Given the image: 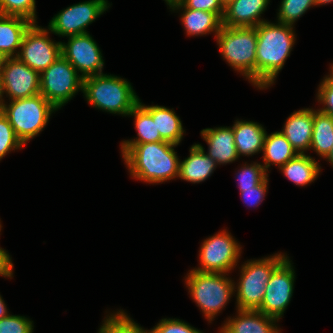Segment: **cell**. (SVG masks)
I'll use <instances>...</instances> for the list:
<instances>
[{
	"label": "cell",
	"mask_w": 333,
	"mask_h": 333,
	"mask_svg": "<svg viewBox=\"0 0 333 333\" xmlns=\"http://www.w3.org/2000/svg\"><path fill=\"white\" fill-rule=\"evenodd\" d=\"M83 79L67 59L60 55L40 74V94L58 110L75 93L83 91Z\"/></svg>",
	"instance_id": "ba28073f"
},
{
	"label": "cell",
	"mask_w": 333,
	"mask_h": 333,
	"mask_svg": "<svg viewBox=\"0 0 333 333\" xmlns=\"http://www.w3.org/2000/svg\"><path fill=\"white\" fill-rule=\"evenodd\" d=\"M330 75L324 77L330 84H333V64L330 67Z\"/></svg>",
	"instance_id": "b9f144b4"
},
{
	"label": "cell",
	"mask_w": 333,
	"mask_h": 333,
	"mask_svg": "<svg viewBox=\"0 0 333 333\" xmlns=\"http://www.w3.org/2000/svg\"><path fill=\"white\" fill-rule=\"evenodd\" d=\"M326 159H327V161L330 162V164H331L332 167H333V147H332L330 153L328 154V156L326 157Z\"/></svg>",
	"instance_id": "ee69618b"
},
{
	"label": "cell",
	"mask_w": 333,
	"mask_h": 333,
	"mask_svg": "<svg viewBox=\"0 0 333 333\" xmlns=\"http://www.w3.org/2000/svg\"><path fill=\"white\" fill-rule=\"evenodd\" d=\"M1 231V228H0ZM13 263L10 255L6 250L0 247V276L12 278L13 276Z\"/></svg>",
	"instance_id": "74e56055"
},
{
	"label": "cell",
	"mask_w": 333,
	"mask_h": 333,
	"mask_svg": "<svg viewBox=\"0 0 333 333\" xmlns=\"http://www.w3.org/2000/svg\"><path fill=\"white\" fill-rule=\"evenodd\" d=\"M317 99L324 108L319 109L321 112L333 116V84H330L325 78L319 85Z\"/></svg>",
	"instance_id": "8d00e7d4"
},
{
	"label": "cell",
	"mask_w": 333,
	"mask_h": 333,
	"mask_svg": "<svg viewBox=\"0 0 333 333\" xmlns=\"http://www.w3.org/2000/svg\"><path fill=\"white\" fill-rule=\"evenodd\" d=\"M215 37L228 64L256 86V27L222 26Z\"/></svg>",
	"instance_id": "277c9868"
},
{
	"label": "cell",
	"mask_w": 333,
	"mask_h": 333,
	"mask_svg": "<svg viewBox=\"0 0 333 333\" xmlns=\"http://www.w3.org/2000/svg\"><path fill=\"white\" fill-rule=\"evenodd\" d=\"M279 169L287 179L302 187L316 180L321 167L311 156L298 153Z\"/></svg>",
	"instance_id": "cb8c5ba5"
},
{
	"label": "cell",
	"mask_w": 333,
	"mask_h": 333,
	"mask_svg": "<svg viewBox=\"0 0 333 333\" xmlns=\"http://www.w3.org/2000/svg\"><path fill=\"white\" fill-rule=\"evenodd\" d=\"M57 109L41 94L33 97L11 100L3 106L2 112L23 145L37 136L47 125L51 114Z\"/></svg>",
	"instance_id": "8992f818"
},
{
	"label": "cell",
	"mask_w": 333,
	"mask_h": 333,
	"mask_svg": "<svg viewBox=\"0 0 333 333\" xmlns=\"http://www.w3.org/2000/svg\"><path fill=\"white\" fill-rule=\"evenodd\" d=\"M204 149L201 144L191 146L189 157L179 162V178L195 184L205 181L213 173L217 163L205 154Z\"/></svg>",
	"instance_id": "d6986e66"
},
{
	"label": "cell",
	"mask_w": 333,
	"mask_h": 333,
	"mask_svg": "<svg viewBox=\"0 0 333 333\" xmlns=\"http://www.w3.org/2000/svg\"><path fill=\"white\" fill-rule=\"evenodd\" d=\"M5 59H6V57L0 52V71L2 70Z\"/></svg>",
	"instance_id": "bcb514c9"
},
{
	"label": "cell",
	"mask_w": 333,
	"mask_h": 333,
	"mask_svg": "<svg viewBox=\"0 0 333 333\" xmlns=\"http://www.w3.org/2000/svg\"><path fill=\"white\" fill-rule=\"evenodd\" d=\"M236 318H228L220 333H280L275 322L278 319L267 316L258 310L237 309Z\"/></svg>",
	"instance_id": "2e32d148"
},
{
	"label": "cell",
	"mask_w": 333,
	"mask_h": 333,
	"mask_svg": "<svg viewBox=\"0 0 333 333\" xmlns=\"http://www.w3.org/2000/svg\"><path fill=\"white\" fill-rule=\"evenodd\" d=\"M109 6L107 0L79 2L54 15L48 29L58 36L67 37L88 33L86 27L103 14Z\"/></svg>",
	"instance_id": "30bf717a"
},
{
	"label": "cell",
	"mask_w": 333,
	"mask_h": 333,
	"mask_svg": "<svg viewBox=\"0 0 333 333\" xmlns=\"http://www.w3.org/2000/svg\"><path fill=\"white\" fill-rule=\"evenodd\" d=\"M151 333H203L180 319L164 318L153 328Z\"/></svg>",
	"instance_id": "836d02e7"
},
{
	"label": "cell",
	"mask_w": 333,
	"mask_h": 333,
	"mask_svg": "<svg viewBox=\"0 0 333 333\" xmlns=\"http://www.w3.org/2000/svg\"><path fill=\"white\" fill-rule=\"evenodd\" d=\"M172 10H184L181 21L187 35L198 36L210 32L218 34L222 25V18L217 13H211L203 10H194L185 8L181 3L171 7Z\"/></svg>",
	"instance_id": "7402d4cb"
},
{
	"label": "cell",
	"mask_w": 333,
	"mask_h": 333,
	"mask_svg": "<svg viewBox=\"0 0 333 333\" xmlns=\"http://www.w3.org/2000/svg\"><path fill=\"white\" fill-rule=\"evenodd\" d=\"M139 103L151 114L153 119H156V127L161 138L166 142L179 145L185 130L176 113L164 106H146L140 100Z\"/></svg>",
	"instance_id": "603a6c76"
},
{
	"label": "cell",
	"mask_w": 333,
	"mask_h": 333,
	"mask_svg": "<svg viewBox=\"0 0 333 333\" xmlns=\"http://www.w3.org/2000/svg\"><path fill=\"white\" fill-rule=\"evenodd\" d=\"M23 146L8 118L0 111V160L10 151L20 149Z\"/></svg>",
	"instance_id": "1f68e13d"
},
{
	"label": "cell",
	"mask_w": 333,
	"mask_h": 333,
	"mask_svg": "<svg viewBox=\"0 0 333 333\" xmlns=\"http://www.w3.org/2000/svg\"><path fill=\"white\" fill-rule=\"evenodd\" d=\"M183 0H165V2L167 3V5H169V7H173L176 4L181 3Z\"/></svg>",
	"instance_id": "60d3db41"
},
{
	"label": "cell",
	"mask_w": 333,
	"mask_h": 333,
	"mask_svg": "<svg viewBox=\"0 0 333 333\" xmlns=\"http://www.w3.org/2000/svg\"><path fill=\"white\" fill-rule=\"evenodd\" d=\"M313 132V109L304 108L292 113L286 120L281 133L299 153L310 149Z\"/></svg>",
	"instance_id": "e0dca14e"
},
{
	"label": "cell",
	"mask_w": 333,
	"mask_h": 333,
	"mask_svg": "<svg viewBox=\"0 0 333 333\" xmlns=\"http://www.w3.org/2000/svg\"><path fill=\"white\" fill-rule=\"evenodd\" d=\"M3 92L17 100L40 94V74L18 57H6L2 67Z\"/></svg>",
	"instance_id": "5bb4252c"
},
{
	"label": "cell",
	"mask_w": 333,
	"mask_h": 333,
	"mask_svg": "<svg viewBox=\"0 0 333 333\" xmlns=\"http://www.w3.org/2000/svg\"><path fill=\"white\" fill-rule=\"evenodd\" d=\"M241 247L227 231L218 232L205 239L200 247V267L204 273H229L238 262Z\"/></svg>",
	"instance_id": "9c48e42d"
},
{
	"label": "cell",
	"mask_w": 333,
	"mask_h": 333,
	"mask_svg": "<svg viewBox=\"0 0 333 333\" xmlns=\"http://www.w3.org/2000/svg\"><path fill=\"white\" fill-rule=\"evenodd\" d=\"M8 315L6 304L0 295V319L7 317Z\"/></svg>",
	"instance_id": "f35d334b"
},
{
	"label": "cell",
	"mask_w": 333,
	"mask_h": 333,
	"mask_svg": "<svg viewBox=\"0 0 333 333\" xmlns=\"http://www.w3.org/2000/svg\"><path fill=\"white\" fill-rule=\"evenodd\" d=\"M33 321L25 316L8 315L0 319V333H32Z\"/></svg>",
	"instance_id": "d6a6232c"
},
{
	"label": "cell",
	"mask_w": 333,
	"mask_h": 333,
	"mask_svg": "<svg viewBox=\"0 0 333 333\" xmlns=\"http://www.w3.org/2000/svg\"><path fill=\"white\" fill-rule=\"evenodd\" d=\"M128 116H134L138 137L132 140H125L121 144H143L164 141L157 130L156 119H153L151 114L140 103L132 109Z\"/></svg>",
	"instance_id": "4316f807"
},
{
	"label": "cell",
	"mask_w": 333,
	"mask_h": 333,
	"mask_svg": "<svg viewBox=\"0 0 333 333\" xmlns=\"http://www.w3.org/2000/svg\"><path fill=\"white\" fill-rule=\"evenodd\" d=\"M295 271L287 257L272 273L266 284L265 295L261 306L257 309L261 313L280 319L291 301Z\"/></svg>",
	"instance_id": "7c38bea8"
},
{
	"label": "cell",
	"mask_w": 333,
	"mask_h": 333,
	"mask_svg": "<svg viewBox=\"0 0 333 333\" xmlns=\"http://www.w3.org/2000/svg\"><path fill=\"white\" fill-rule=\"evenodd\" d=\"M287 258L277 253L258 260H248L241 267V276L237 289L236 303L240 310H257L263 301L267 282L273 271Z\"/></svg>",
	"instance_id": "52a82bcc"
},
{
	"label": "cell",
	"mask_w": 333,
	"mask_h": 333,
	"mask_svg": "<svg viewBox=\"0 0 333 333\" xmlns=\"http://www.w3.org/2000/svg\"><path fill=\"white\" fill-rule=\"evenodd\" d=\"M263 168L268 171V168L273 165L282 167L290 159L294 158L298 152L292 147L286 137L277 131L265 136L263 145Z\"/></svg>",
	"instance_id": "d4e9b609"
},
{
	"label": "cell",
	"mask_w": 333,
	"mask_h": 333,
	"mask_svg": "<svg viewBox=\"0 0 333 333\" xmlns=\"http://www.w3.org/2000/svg\"><path fill=\"white\" fill-rule=\"evenodd\" d=\"M35 2V0H0V12L2 15L20 16L37 23Z\"/></svg>",
	"instance_id": "f546056e"
},
{
	"label": "cell",
	"mask_w": 333,
	"mask_h": 333,
	"mask_svg": "<svg viewBox=\"0 0 333 333\" xmlns=\"http://www.w3.org/2000/svg\"><path fill=\"white\" fill-rule=\"evenodd\" d=\"M170 142L121 144L130 175L147 183H162L179 175V158Z\"/></svg>",
	"instance_id": "6da1fadb"
},
{
	"label": "cell",
	"mask_w": 333,
	"mask_h": 333,
	"mask_svg": "<svg viewBox=\"0 0 333 333\" xmlns=\"http://www.w3.org/2000/svg\"><path fill=\"white\" fill-rule=\"evenodd\" d=\"M3 82H2V72L0 71V111H2L3 109V106L5 104V101L4 99L2 98L3 97ZM4 102V103H3Z\"/></svg>",
	"instance_id": "ab89813d"
},
{
	"label": "cell",
	"mask_w": 333,
	"mask_h": 333,
	"mask_svg": "<svg viewBox=\"0 0 333 333\" xmlns=\"http://www.w3.org/2000/svg\"><path fill=\"white\" fill-rule=\"evenodd\" d=\"M292 25L270 23L256 26V87L265 89L274 83L295 44Z\"/></svg>",
	"instance_id": "7a4b0ae2"
},
{
	"label": "cell",
	"mask_w": 333,
	"mask_h": 333,
	"mask_svg": "<svg viewBox=\"0 0 333 333\" xmlns=\"http://www.w3.org/2000/svg\"><path fill=\"white\" fill-rule=\"evenodd\" d=\"M234 0H219L220 4L223 8L227 7L230 3H232Z\"/></svg>",
	"instance_id": "7bdbcfd3"
},
{
	"label": "cell",
	"mask_w": 333,
	"mask_h": 333,
	"mask_svg": "<svg viewBox=\"0 0 333 333\" xmlns=\"http://www.w3.org/2000/svg\"><path fill=\"white\" fill-rule=\"evenodd\" d=\"M312 6H316L315 0H282L277 15L278 22L293 26Z\"/></svg>",
	"instance_id": "f1b7e54d"
},
{
	"label": "cell",
	"mask_w": 333,
	"mask_h": 333,
	"mask_svg": "<svg viewBox=\"0 0 333 333\" xmlns=\"http://www.w3.org/2000/svg\"><path fill=\"white\" fill-rule=\"evenodd\" d=\"M270 0H234L224 8L222 25L228 27H256L265 22L261 14Z\"/></svg>",
	"instance_id": "9a60e30c"
},
{
	"label": "cell",
	"mask_w": 333,
	"mask_h": 333,
	"mask_svg": "<svg viewBox=\"0 0 333 333\" xmlns=\"http://www.w3.org/2000/svg\"><path fill=\"white\" fill-rule=\"evenodd\" d=\"M316 5H323L333 2V0H315Z\"/></svg>",
	"instance_id": "f6af8a7d"
},
{
	"label": "cell",
	"mask_w": 333,
	"mask_h": 333,
	"mask_svg": "<svg viewBox=\"0 0 333 333\" xmlns=\"http://www.w3.org/2000/svg\"><path fill=\"white\" fill-rule=\"evenodd\" d=\"M237 176L240 192H243V189L254 188L269 177L261 163L244 165L237 173Z\"/></svg>",
	"instance_id": "4dcf8cb0"
},
{
	"label": "cell",
	"mask_w": 333,
	"mask_h": 333,
	"mask_svg": "<svg viewBox=\"0 0 333 333\" xmlns=\"http://www.w3.org/2000/svg\"><path fill=\"white\" fill-rule=\"evenodd\" d=\"M268 188V178H266L261 184H258L254 188L243 189L241 196L244 203L247 206H258L264 199Z\"/></svg>",
	"instance_id": "e575fe53"
},
{
	"label": "cell",
	"mask_w": 333,
	"mask_h": 333,
	"mask_svg": "<svg viewBox=\"0 0 333 333\" xmlns=\"http://www.w3.org/2000/svg\"><path fill=\"white\" fill-rule=\"evenodd\" d=\"M333 147V116L313 110V132L310 149L326 158Z\"/></svg>",
	"instance_id": "484cf974"
},
{
	"label": "cell",
	"mask_w": 333,
	"mask_h": 333,
	"mask_svg": "<svg viewBox=\"0 0 333 333\" xmlns=\"http://www.w3.org/2000/svg\"><path fill=\"white\" fill-rule=\"evenodd\" d=\"M98 333H151L135 323L124 311L116 312L105 318Z\"/></svg>",
	"instance_id": "83f0119b"
},
{
	"label": "cell",
	"mask_w": 333,
	"mask_h": 333,
	"mask_svg": "<svg viewBox=\"0 0 333 333\" xmlns=\"http://www.w3.org/2000/svg\"><path fill=\"white\" fill-rule=\"evenodd\" d=\"M227 273H204L192 269L185 278L192 299L211 323L225 307L234 291V282Z\"/></svg>",
	"instance_id": "5b68a950"
},
{
	"label": "cell",
	"mask_w": 333,
	"mask_h": 333,
	"mask_svg": "<svg viewBox=\"0 0 333 333\" xmlns=\"http://www.w3.org/2000/svg\"><path fill=\"white\" fill-rule=\"evenodd\" d=\"M237 155H254L263 151L266 131L263 126L253 121L236 120L232 126Z\"/></svg>",
	"instance_id": "44dd1931"
},
{
	"label": "cell",
	"mask_w": 333,
	"mask_h": 333,
	"mask_svg": "<svg viewBox=\"0 0 333 333\" xmlns=\"http://www.w3.org/2000/svg\"><path fill=\"white\" fill-rule=\"evenodd\" d=\"M33 24L20 16L0 15V52L5 57H17L25 32ZM15 53V54H14Z\"/></svg>",
	"instance_id": "ffe728a7"
},
{
	"label": "cell",
	"mask_w": 333,
	"mask_h": 333,
	"mask_svg": "<svg viewBox=\"0 0 333 333\" xmlns=\"http://www.w3.org/2000/svg\"><path fill=\"white\" fill-rule=\"evenodd\" d=\"M48 29L33 23L25 32L18 58L41 74L61 55V42L48 37Z\"/></svg>",
	"instance_id": "8fae6325"
},
{
	"label": "cell",
	"mask_w": 333,
	"mask_h": 333,
	"mask_svg": "<svg viewBox=\"0 0 333 333\" xmlns=\"http://www.w3.org/2000/svg\"><path fill=\"white\" fill-rule=\"evenodd\" d=\"M82 92L93 107L124 116H127L140 100L130 82L107 74L84 78Z\"/></svg>",
	"instance_id": "3957f363"
},
{
	"label": "cell",
	"mask_w": 333,
	"mask_h": 333,
	"mask_svg": "<svg viewBox=\"0 0 333 333\" xmlns=\"http://www.w3.org/2000/svg\"><path fill=\"white\" fill-rule=\"evenodd\" d=\"M181 4L189 9L217 13L221 18H223L224 15V8L219 0H183Z\"/></svg>",
	"instance_id": "d590c367"
},
{
	"label": "cell",
	"mask_w": 333,
	"mask_h": 333,
	"mask_svg": "<svg viewBox=\"0 0 333 333\" xmlns=\"http://www.w3.org/2000/svg\"><path fill=\"white\" fill-rule=\"evenodd\" d=\"M201 136L209 146L207 155L217 164L232 163L239 158L232 127L206 128Z\"/></svg>",
	"instance_id": "ac0fdd59"
},
{
	"label": "cell",
	"mask_w": 333,
	"mask_h": 333,
	"mask_svg": "<svg viewBox=\"0 0 333 333\" xmlns=\"http://www.w3.org/2000/svg\"><path fill=\"white\" fill-rule=\"evenodd\" d=\"M67 43L61 42V55L83 78L103 74L102 53L89 33L69 36Z\"/></svg>",
	"instance_id": "4fadbf2b"
}]
</instances>
